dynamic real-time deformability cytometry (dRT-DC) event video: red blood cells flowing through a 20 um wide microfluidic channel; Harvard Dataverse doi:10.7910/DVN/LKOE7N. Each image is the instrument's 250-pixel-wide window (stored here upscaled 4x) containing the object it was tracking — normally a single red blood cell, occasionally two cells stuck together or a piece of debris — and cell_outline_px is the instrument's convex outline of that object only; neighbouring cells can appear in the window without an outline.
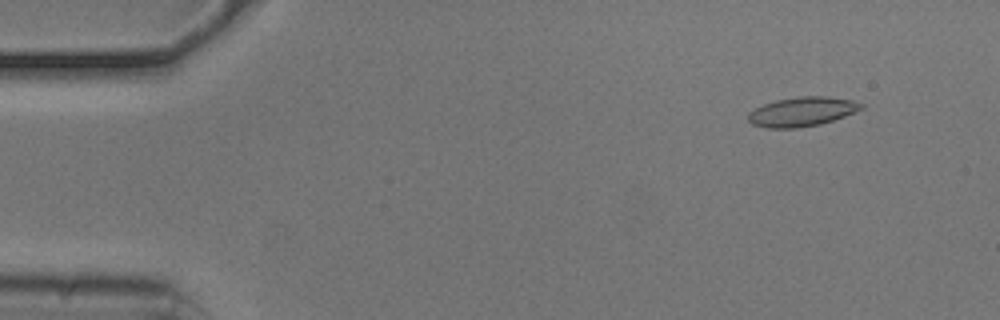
{"species": "common noctule bat (a hibernating species)", "species_latin": "Nyctalus noctula", "temperature_condition": "cold", "stored_images_in_passage": 55, "camera_frame_rate_fps": 3000, "um_per_image_px": 0.085, "animal": {"sex": "male", "body_mass_g": 20.5, "forearm_length_mm": 52.5}, "frame": {"image": 1, "passage_image": 5, "time_ms": 1.333, "image_size_px": [1000, 320], "cell_outline_px": [[864, 108], [844, 116], [820, 124], [796, 128], [764, 128], [752, 124], [748, 120], [748, 112], [764, 104], [776, 100], [800, 96], [828, 96], [852, 100], [864, 104]], "centroid_in_image_um": [68.16, 9.49], "position_along_channel_um": 16.8, "area_um2": 19.31}}
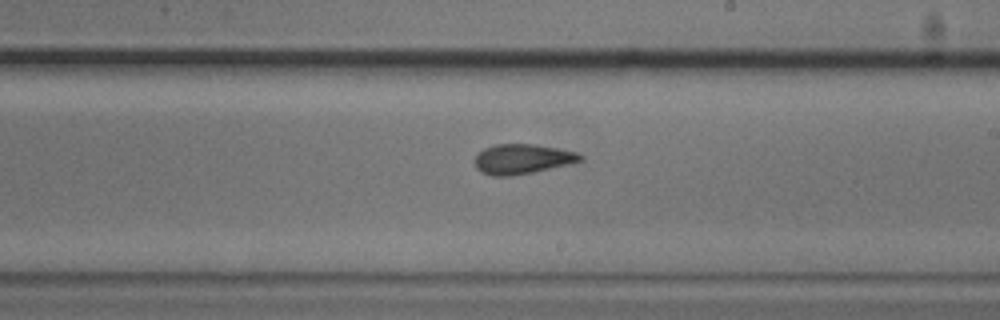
{"frame": {"image": 2, "passage_image": 31, "time_ms": 10.0, "image_size_px": [1000, 320], "cell_outline_px": [[584, 160], [572, 164], [512, 176], [492, 176], [480, 172], [476, 168], [476, 156], [484, 148], [496, 144], [532, 144], [556, 148], [576, 152], [584, 156]], "centroid_in_image_um": [44.42, 13.52], "position_along_channel_um": 244.6, "area_um2": 18.38}}
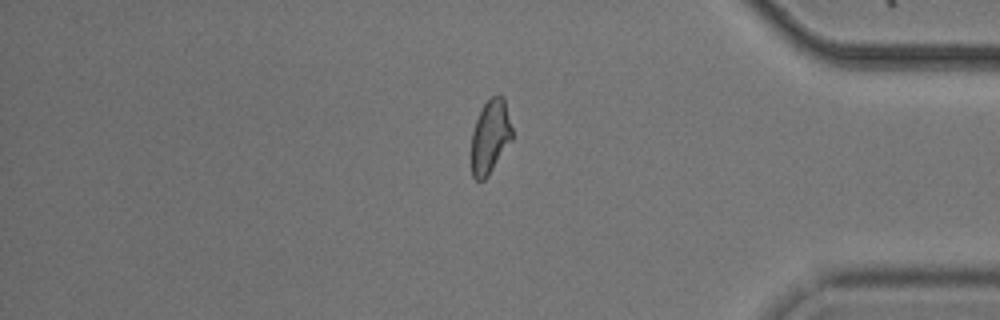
{"frame": {"image": 3, "passage_image": 45, "time_ms": 14.667, "image_size_px": [1000, 320], "cell_outline_px": [[512, 140], [488, 176], [484, 180], [476, 180], [472, 176], [472, 132], [476, 120], [484, 104], [492, 96], [504, 96], [512, 128]], "centroid_in_image_um": [41.68, 11.63], "position_along_channel_um": 393.5, "area_um2": 17.4}}